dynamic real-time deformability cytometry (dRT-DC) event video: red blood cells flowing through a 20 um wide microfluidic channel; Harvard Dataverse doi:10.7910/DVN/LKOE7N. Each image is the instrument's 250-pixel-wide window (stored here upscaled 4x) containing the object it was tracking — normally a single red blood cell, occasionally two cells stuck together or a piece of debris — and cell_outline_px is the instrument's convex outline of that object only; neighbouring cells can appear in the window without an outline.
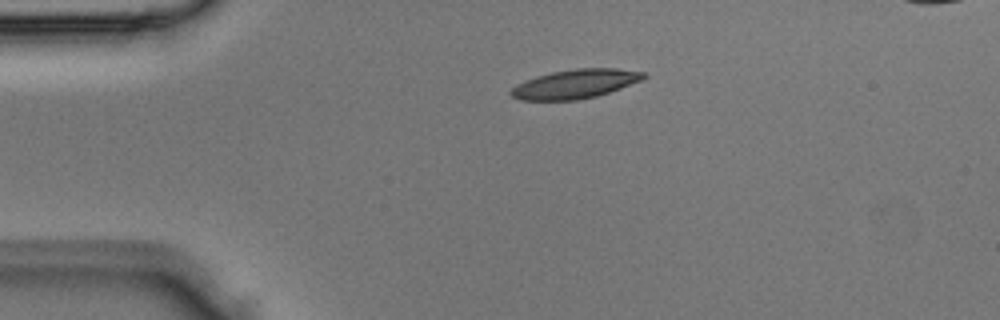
{"species": "Egyptian fruit bat (a non-hibernating species)", "species_latin": "Rousettus aegyptiacus", "temperature_condition": "room temperature", "stored_images_in_passage": 2, "camera_frame_rate_fps": 3000, "um_per_image_px": 0.085, "animal": {"sex": "male"}, "frame": {"image": 1, "passage_image": 1, "time_ms": 0.0, "image_size_px": [1000, 320], "cell_outline_px": [[648, 76], [644, 80], [596, 96], [576, 100], [520, 100], [512, 96], [508, 92], [516, 84], [524, 80], [536, 76], [552, 72], [576, 68], [616, 68], [644, 72]], "centroid_in_image_um": [48.89, 7.13], "position_along_channel_um": 36.1, "area_um2": 22.54}}